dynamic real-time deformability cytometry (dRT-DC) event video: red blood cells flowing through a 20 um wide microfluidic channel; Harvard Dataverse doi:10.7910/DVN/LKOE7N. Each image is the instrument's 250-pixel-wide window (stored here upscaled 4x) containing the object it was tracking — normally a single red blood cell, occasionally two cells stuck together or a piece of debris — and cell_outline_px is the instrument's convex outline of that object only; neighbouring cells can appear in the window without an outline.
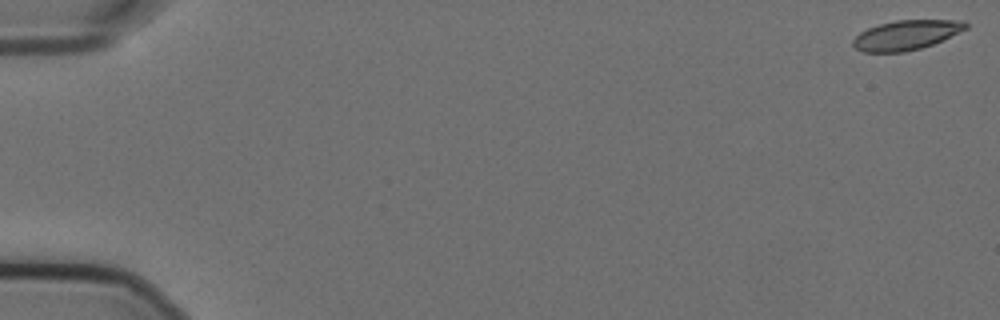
{"species": "Egyptian fruit bat (a non-hibernating species)", "species_latin": "Rousettus aegyptiacus", "temperature_condition": "cold", "stored_images_in_passage": 58, "camera_frame_rate_fps": 3000, "um_per_image_px": 0.085, "animal": {"sex": "female"}, "frame": {"image": 1, "passage_image": 1, "time_ms": 0.0, "image_size_px": [1000, 320], "cell_outline_px": [[968, 28], [932, 44], [920, 48], [904, 52], [864, 52], [856, 48], [852, 44], [852, 40], [860, 32], [868, 28], [880, 24], [896, 20], [964, 20], [968, 24]], "centroid_in_image_um": [77.02, 2.97], "position_along_channel_um": 8.0, "area_um2": 19.31}}
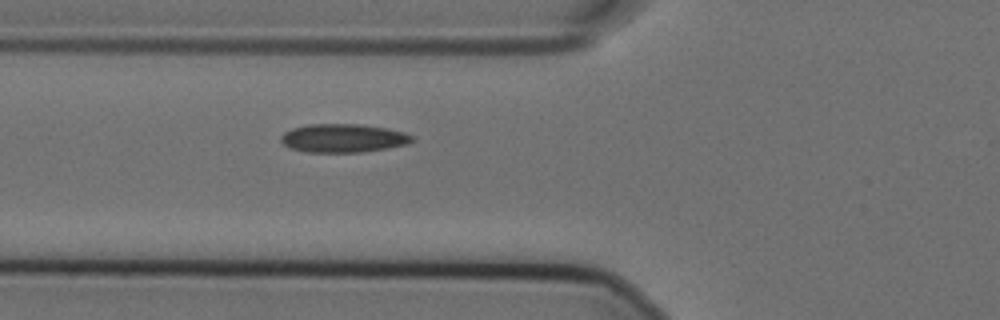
{"frame": {"image": 2, "passage_image": 22, "time_ms": 7.0, "image_size_px": [1000, 320], "cell_outline_px": [[412, 140], [408, 144], [388, 148], [360, 152], [308, 152], [288, 148], [280, 140], [280, 136], [284, 132], [292, 128], [308, 124], [360, 124], [384, 128], [404, 132], [412, 136]], "centroid_in_image_um": [29.12, 11.74], "position_along_channel_um": 96.7, "area_um2": 21.73}}
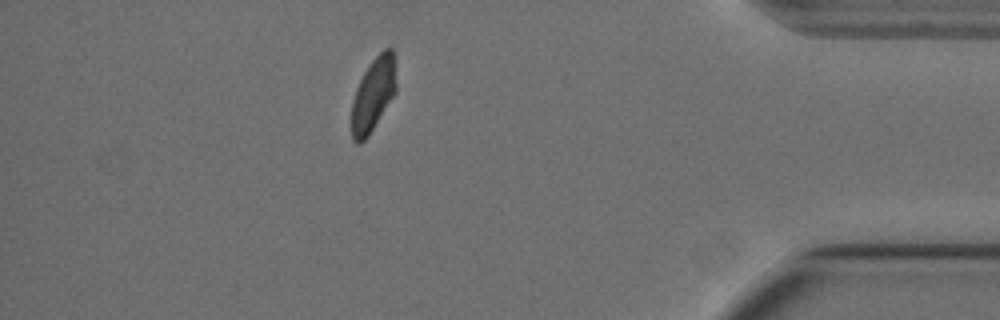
{"frame": {"image": 3, "passage_image": 51, "time_ms": 16.667, "image_size_px": [1000, 320], "cell_outline_px": [[396, 92], [368, 136], [360, 144], [356, 144], [352, 140], [352, 100], [356, 88], [364, 72], [372, 60], [384, 48], [392, 48], [396, 56]], "centroid_in_image_um": [31.75, 8.0], "position_along_channel_um": 403.5, "area_um2": 19.31}, "authors_computed_cell_mechanics": {"area_um2": 20.7502, "velocity_mm_per_s": 3.5627, "shape_relaxation_time_tau1_ms": null, "shape_relaxation_time_tau2_ms": 2.6005, "deformation_change_tau1": null, "deformation_change_tau2": 0.0572}}